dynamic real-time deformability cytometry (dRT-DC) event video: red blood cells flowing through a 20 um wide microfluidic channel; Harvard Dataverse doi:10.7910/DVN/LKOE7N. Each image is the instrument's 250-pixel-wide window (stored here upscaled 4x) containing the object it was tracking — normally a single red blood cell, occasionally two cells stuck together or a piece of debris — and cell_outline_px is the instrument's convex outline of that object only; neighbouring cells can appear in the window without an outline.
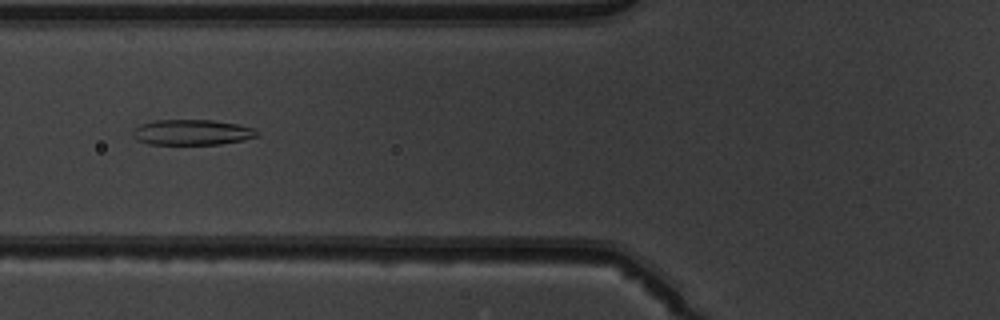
{"species": "common noctule bat (a hibernating species)", "species_latin": "Nyctalus noctula", "temperature_condition": "warm", "stored_images_in_passage": 51, "camera_frame_rate_fps": 3000, "um_per_image_px": 0.085, "animal": {"sex": "male", "body_mass_g": 19.5, "forearm_length_mm": 54.6}, "frame": {"image": 1, "passage_image": 21, "time_ms": 6.667, "image_size_px": [1000, 320], "cell_outline_px": [[256, 136], [244, 140], [220, 144], [148, 144], [136, 140], [132, 136], [132, 132], [140, 124], [156, 120], [212, 120], [236, 124], [256, 128]], "centroid_in_image_um": [16.29, 11.25], "position_along_channel_um": 109.5, "area_um2": 18.38}}
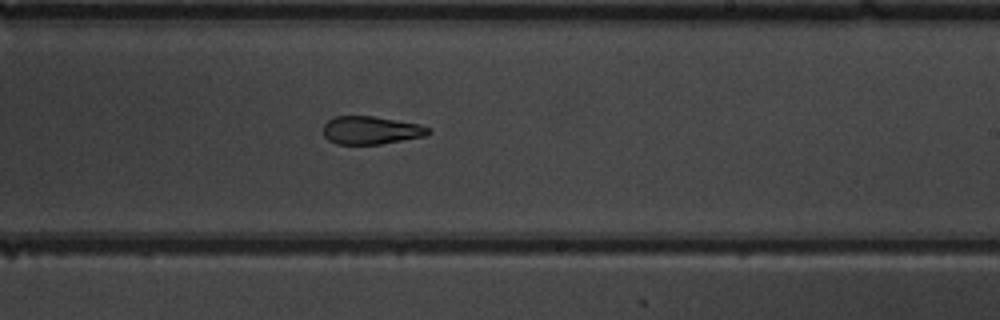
{"frame": {"image": 2, "passage_image": 32, "time_ms": 10.333, "image_size_px": [1000, 320], "cell_outline_px": [[432, 132], [424, 136], [380, 144], [336, 144], [328, 140], [324, 136], [324, 124], [328, 120], [336, 116], [372, 116], [420, 124], [432, 128]], "centroid_in_image_um": [31.55, 11.07], "position_along_channel_um": 257.5, "area_um2": 17.17}}
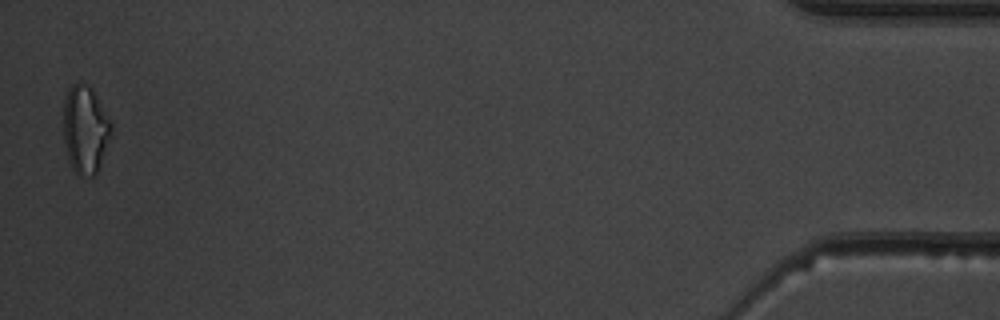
{"frame": {"image": 3, "passage_image": 51, "time_ms": 16.667, "image_size_px": [1000, 320], "cell_outline_px": [[112, 136], [96, 172], [92, 176], [80, 176], [72, 168], [68, 160], [64, 140], [64, 100], [68, 88], [72, 84], [80, 80], [88, 84], [92, 88], [112, 124]], "centroid_in_image_um": [7.24, 10.97], "position_along_channel_um": 428.0, "area_um2": 24.62}, "authors_computed_cell_mechanics": {"area_um2": 19.9988, "velocity_mm_per_s": 4.0366, "shape_relaxation_time_tau1_ms": null, "shape_relaxation_time_tau2_ms": 2.5596, "deformation_change_tau1": null, "deformation_change_tau2": 0.1047}}